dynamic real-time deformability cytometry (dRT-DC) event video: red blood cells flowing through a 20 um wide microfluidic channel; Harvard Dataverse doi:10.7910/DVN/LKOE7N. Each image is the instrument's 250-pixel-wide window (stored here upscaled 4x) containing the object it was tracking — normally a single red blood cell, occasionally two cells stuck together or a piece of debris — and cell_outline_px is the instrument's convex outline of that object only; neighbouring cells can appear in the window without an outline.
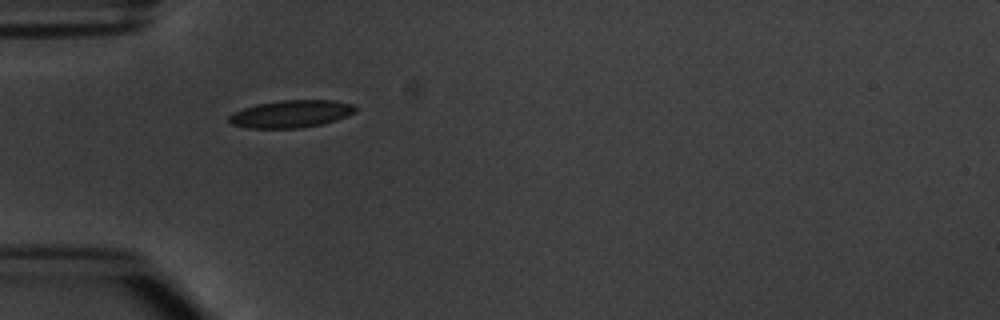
{"species": "common noctule bat (a hibernating species)", "species_latin": "Nyctalus noctula", "temperature_condition": "warm", "stored_images_in_passage": 4, "camera_frame_rate_fps": 3000, "um_per_image_px": 0.085, "animal": {"sex": "male", "body_mass_g": 20.1, "forearm_length_mm": 53.5}, "frame": {"image": 1, "passage_image": 1, "time_ms": 0.0, "image_size_px": [1000, 320], "cell_outline_px": [[356, 112], [348, 116], [336, 120], [320, 124], [300, 128], [248, 128], [232, 124], [228, 120], [228, 116], [232, 112], [256, 104], [280, 100], [332, 100], [356, 104]], "centroid_in_image_um": [24.75, 9.67], "position_along_channel_um": 60.2, "area_um2": 20.35}}
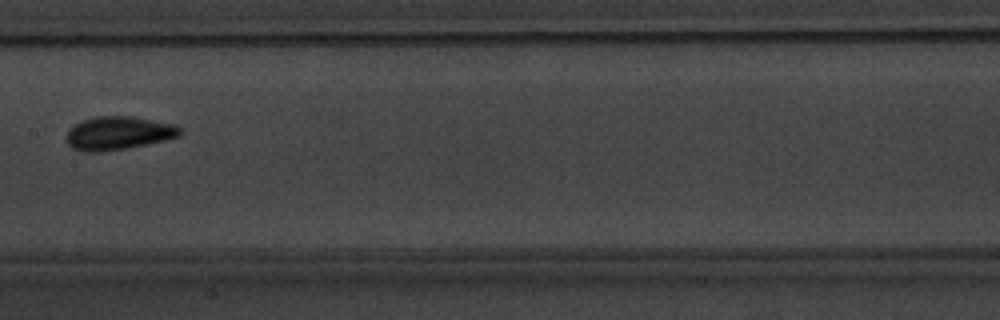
{"frame": {"image": 2, "passage_image": 4, "time_ms": 3.667, "image_size_px": [1000, 320], "cell_outline_px": [[180, 136], [164, 140], [124, 148], [100, 152], [84, 152], [72, 148], [68, 144], [68, 128], [84, 120], [96, 116], [132, 116], [176, 124], [180, 128]], "centroid_in_image_um": [10.06, 11.31], "position_along_channel_um": 197.3, "area_um2": 21.85}}